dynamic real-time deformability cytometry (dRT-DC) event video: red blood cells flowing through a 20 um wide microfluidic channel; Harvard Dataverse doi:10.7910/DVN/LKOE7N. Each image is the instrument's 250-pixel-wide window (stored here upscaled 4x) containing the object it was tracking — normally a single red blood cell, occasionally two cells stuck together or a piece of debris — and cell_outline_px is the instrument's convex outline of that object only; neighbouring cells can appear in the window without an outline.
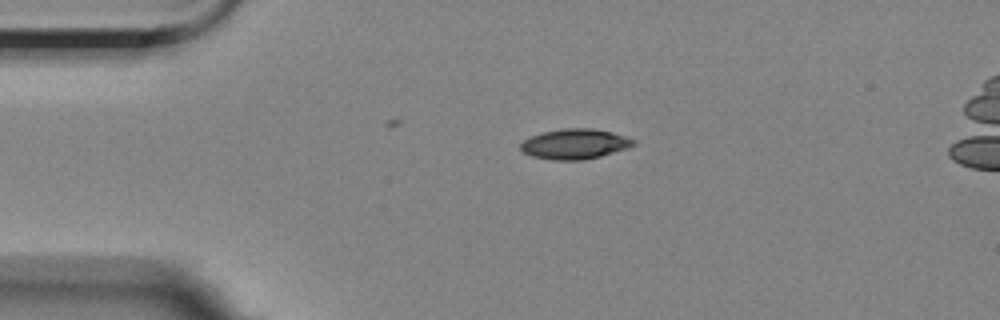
{"species": "Egyptian fruit bat (a non-hibernating species)", "species_latin": "Rousettus aegyptiacus", "temperature_condition": "room temperature", "stored_images_in_passage": 6, "camera_frame_rate_fps": 3000, "um_per_image_px": 0.085, "animal": {"sex": "female"}, "frame": {"image": 1, "passage_image": 6, "time_ms": 5.667, "image_size_px": [1000, 320], "cell_outline_px": [[636, 144], [628, 148], [600, 156], [584, 160], [552, 160], [532, 156], [524, 152], [520, 148], [520, 144], [524, 140], [532, 136], [544, 132], [564, 128], [592, 128], [612, 132], [636, 140]], "centroid_in_image_um": [48.88, 12.24], "position_along_channel_um": 36.1, "area_um2": 19.77}}